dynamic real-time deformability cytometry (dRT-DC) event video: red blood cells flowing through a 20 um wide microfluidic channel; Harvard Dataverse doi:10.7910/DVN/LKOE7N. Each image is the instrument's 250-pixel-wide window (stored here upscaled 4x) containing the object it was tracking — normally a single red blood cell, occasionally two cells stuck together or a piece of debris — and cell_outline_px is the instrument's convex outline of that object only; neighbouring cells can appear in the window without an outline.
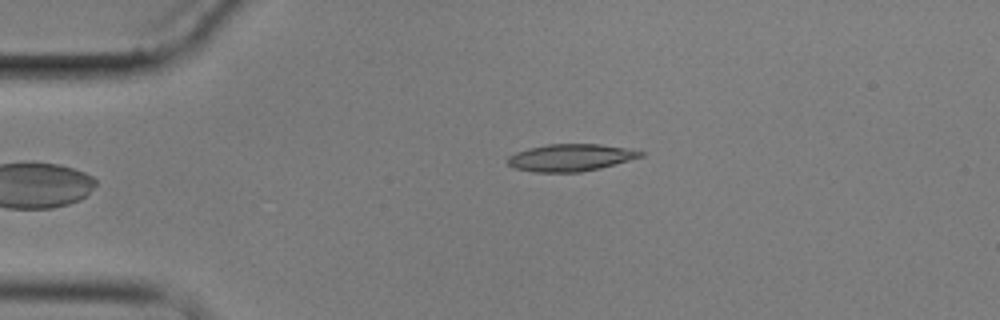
{"species": "common noctule bat (a hibernating species)", "species_latin": "Nyctalus noctula", "temperature_condition": "cold", "stored_images_in_passage": 6, "camera_frame_rate_fps": 3000, "um_per_image_px": 0.085, "animal": {"sex": "male", "body_mass_g": 17.9}, "frame": {"image": 1, "passage_image": 6, "time_ms": 6.0, "image_size_px": [1000, 320], "cell_outline_px": [[644, 156], [616, 164], [600, 168], [580, 172], [536, 172], [516, 168], [508, 164], [508, 156], [516, 152], [528, 148], [548, 144], [600, 144], [624, 148], [644, 152]], "centroid_in_image_um": [48.5, 13.39], "position_along_channel_um": 36.5, "area_um2": 20.87}}